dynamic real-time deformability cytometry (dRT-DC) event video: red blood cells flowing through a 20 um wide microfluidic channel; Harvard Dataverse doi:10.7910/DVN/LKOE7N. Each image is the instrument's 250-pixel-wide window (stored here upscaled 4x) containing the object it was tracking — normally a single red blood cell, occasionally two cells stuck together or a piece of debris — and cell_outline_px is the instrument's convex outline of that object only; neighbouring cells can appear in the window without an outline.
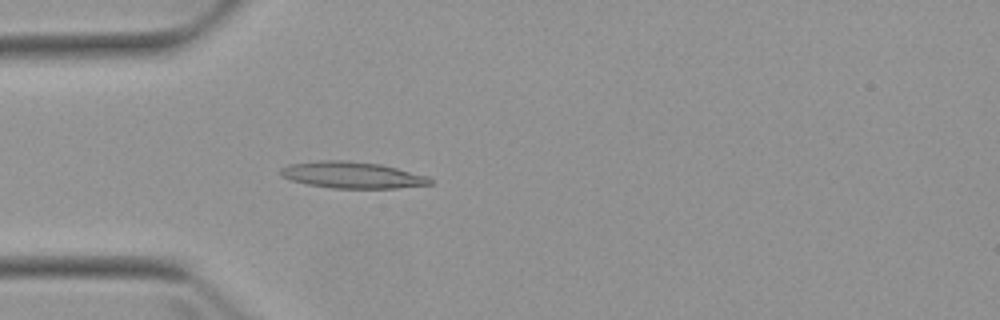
{"species": "Egyptian fruit bat (a non-hibernating species)", "species_latin": "Rousettus aegyptiacus", "temperature_condition": "warm", "stored_images_in_passage": 4, "camera_frame_rate_fps": 3000, "um_per_image_px": 0.085, "animal": {"sex": "female"}, "frame": {"image": 1, "passage_image": 4, "time_ms": 3.333, "image_size_px": [1000, 320], "cell_outline_px": [[432, 184], [396, 188], [332, 188], [308, 184], [292, 180], [280, 176], [280, 168], [288, 164], [320, 160], [344, 160], [380, 164], [428, 176], [432, 180]], "centroid_in_image_um": [29.91, 14.87], "position_along_channel_um": 55.1, "area_um2": 23.0}}